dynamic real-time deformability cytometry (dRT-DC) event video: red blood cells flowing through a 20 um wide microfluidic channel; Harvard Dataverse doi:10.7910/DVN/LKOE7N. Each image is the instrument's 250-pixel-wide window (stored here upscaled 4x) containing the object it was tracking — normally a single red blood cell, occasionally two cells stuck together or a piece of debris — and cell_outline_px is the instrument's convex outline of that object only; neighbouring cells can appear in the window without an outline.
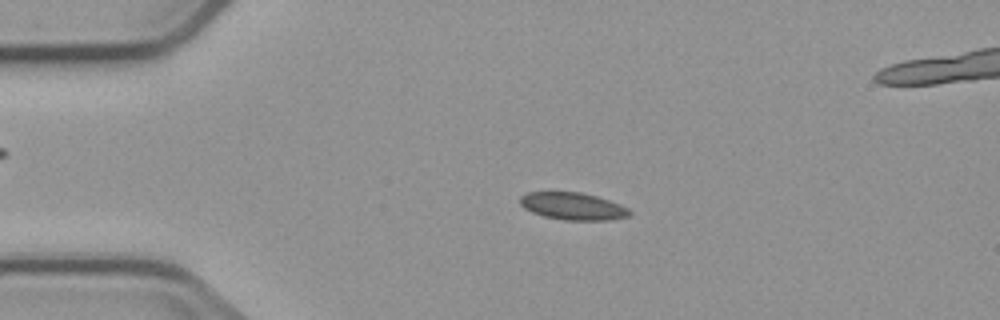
{"species": "common noctule bat (a hibernating species)", "species_latin": "Nyctalus noctula", "temperature_condition": "cold", "stored_images_in_passage": 6, "camera_frame_rate_fps": 3000, "um_per_image_px": 0.085, "animal": {"sex": "male", "body_mass_g": 23.1, "forearm_length_mm": 52.7}, "frame": {"image": 1, "passage_image": 4, "time_ms": 3.333, "image_size_px": [1000, 320], "cell_outline_px": [[632, 212], [628, 216], [608, 220], [564, 220], [544, 216], [532, 212], [524, 208], [520, 204], [520, 196], [524, 192], [580, 192], [596, 196], [620, 204], [628, 208]], "centroid_in_image_um": [48.67, 17.52], "position_along_channel_um": 36.3, "area_um2": 17.4}}